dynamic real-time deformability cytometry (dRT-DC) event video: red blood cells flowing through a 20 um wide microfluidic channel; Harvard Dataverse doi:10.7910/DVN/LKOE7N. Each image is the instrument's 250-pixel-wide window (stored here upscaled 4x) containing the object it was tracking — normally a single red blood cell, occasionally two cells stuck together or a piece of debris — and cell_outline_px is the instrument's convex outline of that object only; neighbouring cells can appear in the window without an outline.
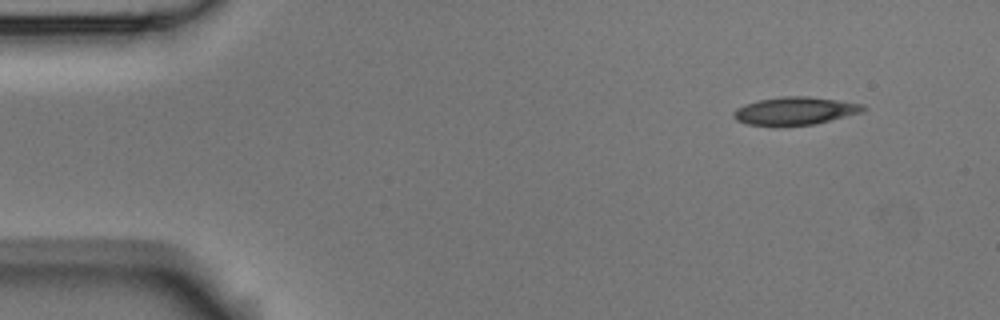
{"species": "Egyptian fruit bat (a non-hibernating species)", "species_latin": "Rousettus aegyptiacus", "temperature_condition": "room temperature", "stored_images_in_passage": 4, "camera_frame_rate_fps": 3000, "um_per_image_px": 0.085, "animal": {"sex": "male"}, "frame": {"image": 1, "passage_image": 1, "time_ms": 0.0, "image_size_px": [1000, 320], "cell_outline_px": [[868, 108], [860, 112], [816, 124], [748, 124], [736, 120], [732, 116], [732, 112], [736, 108], [744, 104], [760, 100], [780, 96], [804, 96], [836, 100], [864, 104]], "centroid_in_image_um": [67.57, 9.4], "position_along_channel_um": 17.4, "area_um2": 20.52}}